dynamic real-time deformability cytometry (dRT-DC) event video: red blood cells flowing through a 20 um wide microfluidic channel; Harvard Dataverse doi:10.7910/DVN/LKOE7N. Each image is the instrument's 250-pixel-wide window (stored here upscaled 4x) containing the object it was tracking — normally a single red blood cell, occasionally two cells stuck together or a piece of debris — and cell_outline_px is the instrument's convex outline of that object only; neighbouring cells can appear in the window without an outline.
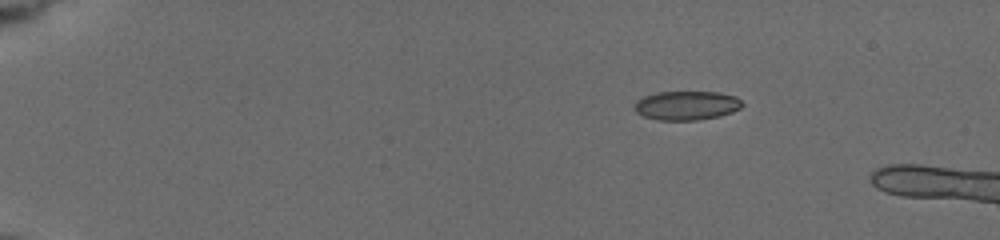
{"species": "common noctule bat (a hibernating species)", "species_latin": "Nyctalus noctula", "temperature_condition": "cold", "stored_images_in_passage": 12, "camera_frame_rate_fps": 3000, "um_per_image_px": 0.085, "animal": {"sex": "female", "body_mass_g": 19.5, "forearm_length_mm": 54.1}, "frame": {"image": 1, "passage_image": 1, "time_ms": 0.0, "image_size_px": [1000, 240], "cell_outline_px": [[744, 104], [740, 108], [732, 112], [720, 116], [696, 120], [660, 120], [644, 116], [636, 112], [636, 100], [644, 96], [660, 92], [716, 92], [736, 96]], "centroid_in_image_um": [58.39, 8.96], "position_along_channel_um": 26.6, "area_um2": 18.09}}